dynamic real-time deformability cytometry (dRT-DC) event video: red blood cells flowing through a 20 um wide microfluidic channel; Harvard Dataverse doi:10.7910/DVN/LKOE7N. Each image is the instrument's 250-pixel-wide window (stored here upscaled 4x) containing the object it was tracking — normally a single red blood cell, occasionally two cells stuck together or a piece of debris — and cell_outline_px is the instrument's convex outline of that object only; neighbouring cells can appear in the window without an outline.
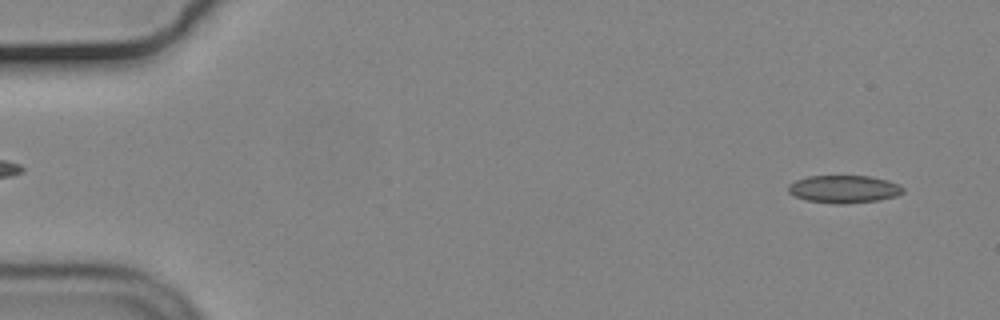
{"species": "common noctule bat (a hibernating species)", "species_latin": "Nyctalus noctula", "temperature_condition": "cold", "stored_images_in_passage": 53, "camera_frame_rate_fps": 3000, "um_per_image_px": 0.085, "animal": {"sex": "male", "body_mass_g": 19.2, "forearm_length_mm": 51.8}, "frame": {"image": 1, "passage_image": 1, "time_ms": 0.0, "image_size_px": [1000, 320], "cell_outline_px": [[904, 192], [896, 196], [880, 200], [844, 204], [836, 204], [808, 200], [796, 196], [788, 192], [788, 184], [796, 180], [808, 176], [868, 176], [888, 180], [900, 184], [904, 188]], "centroid_in_image_um": [71.77, 16.07], "position_along_channel_um": 13.2, "area_um2": 18.55}}
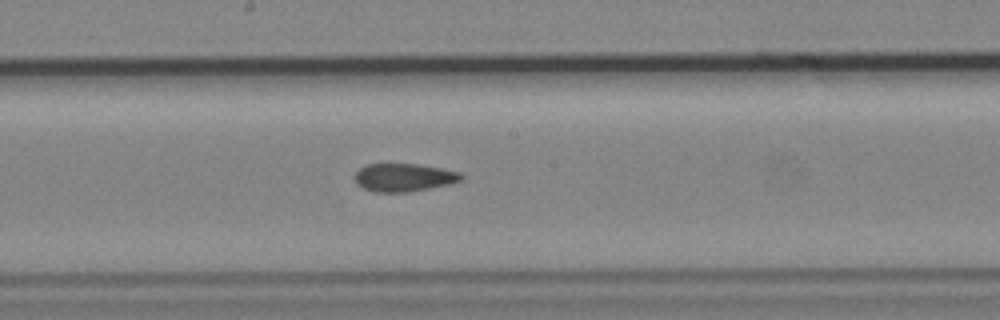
{"frame": {"image": 2, "passage_image": 27, "time_ms": 8.667, "image_size_px": [1000, 320], "cell_outline_px": [[464, 176], [460, 180], [448, 184], [408, 192], [376, 192], [364, 188], [356, 184], [356, 172], [364, 164], [416, 164], [440, 168], [460, 172]], "centroid_in_image_um": [34.31, 15.08], "position_along_channel_um": 213.9, "area_um2": 17.17}}
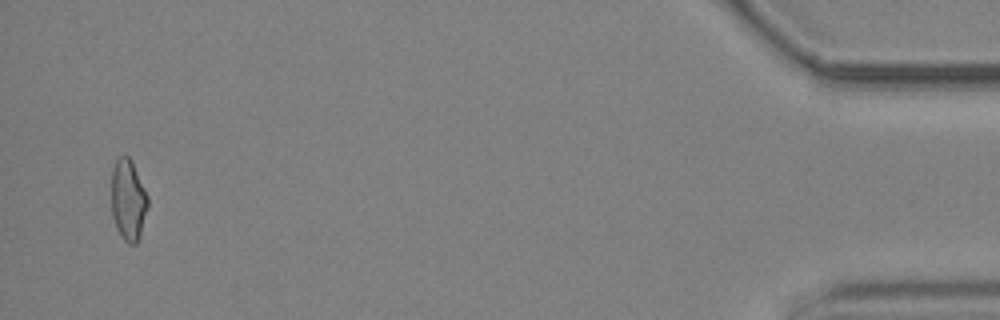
{"frame": {"image": 3, "passage_image": 51, "time_ms": 16.667, "image_size_px": [1000, 320], "cell_outline_px": [[148, 208], [140, 236], [136, 244], [128, 244], [124, 240], [116, 228], [112, 216], [112, 168], [116, 160], [120, 156], [128, 156], [132, 160], [148, 196]], "centroid_in_image_um": [10.9, 17.01], "position_along_channel_um": 424.3, "area_um2": 17.34}, "authors_computed_cell_mechanics": {"area_um2": 17.8024, "velocity_mm_per_s": 3.7049, "shape_relaxation_time_tau1_ms": 7.0418, "shape_relaxation_time_tau2_ms": 2.6139, "deformation_change_tau1": 0.14, "deformation_change_tau2": 0.1074}}